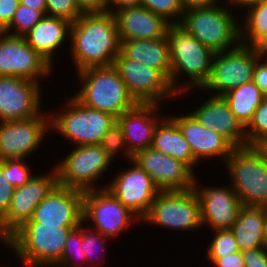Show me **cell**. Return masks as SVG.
<instances>
[{
  "instance_id": "obj_1",
  "label": "cell",
  "mask_w": 267,
  "mask_h": 267,
  "mask_svg": "<svg viewBox=\"0 0 267 267\" xmlns=\"http://www.w3.org/2000/svg\"><path fill=\"white\" fill-rule=\"evenodd\" d=\"M69 36L77 72L114 65L121 42L112 12L83 13L71 23Z\"/></svg>"
},
{
  "instance_id": "obj_2",
  "label": "cell",
  "mask_w": 267,
  "mask_h": 267,
  "mask_svg": "<svg viewBox=\"0 0 267 267\" xmlns=\"http://www.w3.org/2000/svg\"><path fill=\"white\" fill-rule=\"evenodd\" d=\"M75 228L28 220L9 237V246L24 266L54 267L61 259L69 233Z\"/></svg>"
},
{
  "instance_id": "obj_3",
  "label": "cell",
  "mask_w": 267,
  "mask_h": 267,
  "mask_svg": "<svg viewBox=\"0 0 267 267\" xmlns=\"http://www.w3.org/2000/svg\"><path fill=\"white\" fill-rule=\"evenodd\" d=\"M170 51V84L175 93L196 86L203 88L210 78L214 52L178 24H172L167 33ZM188 75L185 86L176 85L180 73ZM177 87V88H176Z\"/></svg>"
},
{
  "instance_id": "obj_4",
  "label": "cell",
  "mask_w": 267,
  "mask_h": 267,
  "mask_svg": "<svg viewBox=\"0 0 267 267\" xmlns=\"http://www.w3.org/2000/svg\"><path fill=\"white\" fill-rule=\"evenodd\" d=\"M78 73L84 84L74 97L81 104L116 118L137 104L114 65L91 67Z\"/></svg>"
},
{
  "instance_id": "obj_5",
  "label": "cell",
  "mask_w": 267,
  "mask_h": 267,
  "mask_svg": "<svg viewBox=\"0 0 267 267\" xmlns=\"http://www.w3.org/2000/svg\"><path fill=\"white\" fill-rule=\"evenodd\" d=\"M230 13L223 5L190 8L173 24L181 26L214 53L228 51L234 42L241 43L242 27Z\"/></svg>"
},
{
  "instance_id": "obj_6",
  "label": "cell",
  "mask_w": 267,
  "mask_h": 267,
  "mask_svg": "<svg viewBox=\"0 0 267 267\" xmlns=\"http://www.w3.org/2000/svg\"><path fill=\"white\" fill-rule=\"evenodd\" d=\"M242 205L267 207V158L257 146L235 148L225 161Z\"/></svg>"
},
{
  "instance_id": "obj_7",
  "label": "cell",
  "mask_w": 267,
  "mask_h": 267,
  "mask_svg": "<svg viewBox=\"0 0 267 267\" xmlns=\"http://www.w3.org/2000/svg\"><path fill=\"white\" fill-rule=\"evenodd\" d=\"M64 106L67 110L49 114L50 127L74 141L75 146L100 144L104 134L117 122L112 114L89 108L74 96Z\"/></svg>"
},
{
  "instance_id": "obj_8",
  "label": "cell",
  "mask_w": 267,
  "mask_h": 267,
  "mask_svg": "<svg viewBox=\"0 0 267 267\" xmlns=\"http://www.w3.org/2000/svg\"><path fill=\"white\" fill-rule=\"evenodd\" d=\"M143 220L182 231L201 227L199 198L193 188L159 191Z\"/></svg>"
},
{
  "instance_id": "obj_9",
  "label": "cell",
  "mask_w": 267,
  "mask_h": 267,
  "mask_svg": "<svg viewBox=\"0 0 267 267\" xmlns=\"http://www.w3.org/2000/svg\"><path fill=\"white\" fill-rule=\"evenodd\" d=\"M234 44L230 51L216 52L213 56L211 75L202 89L215 91V96L251 82L256 61L261 59L256 47Z\"/></svg>"
},
{
  "instance_id": "obj_10",
  "label": "cell",
  "mask_w": 267,
  "mask_h": 267,
  "mask_svg": "<svg viewBox=\"0 0 267 267\" xmlns=\"http://www.w3.org/2000/svg\"><path fill=\"white\" fill-rule=\"evenodd\" d=\"M111 162L100 144L77 146L55 167L58 185L81 191L94 190L93 182L107 171Z\"/></svg>"
},
{
  "instance_id": "obj_11",
  "label": "cell",
  "mask_w": 267,
  "mask_h": 267,
  "mask_svg": "<svg viewBox=\"0 0 267 267\" xmlns=\"http://www.w3.org/2000/svg\"><path fill=\"white\" fill-rule=\"evenodd\" d=\"M95 188L83 191V222L93 220L96 225L94 230L100 232L106 240L119 235L139 220L106 187Z\"/></svg>"
},
{
  "instance_id": "obj_12",
  "label": "cell",
  "mask_w": 267,
  "mask_h": 267,
  "mask_svg": "<svg viewBox=\"0 0 267 267\" xmlns=\"http://www.w3.org/2000/svg\"><path fill=\"white\" fill-rule=\"evenodd\" d=\"M114 66L136 103L158 104L168 96H176L170 81L155 68L128 59L121 52L115 58Z\"/></svg>"
},
{
  "instance_id": "obj_13",
  "label": "cell",
  "mask_w": 267,
  "mask_h": 267,
  "mask_svg": "<svg viewBox=\"0 0 267 267\" xmlns=\"http://www.w3.org/2000/svg\"><path fill=\"white\" fill-rule=\"evenodd\" d=\"M50 65L25 40L24 36L5 34L0 39V76L21 77L38 82L52 72Z\"/></svg>"
},
{
  "instance_id": "obj_14",
  "label": "cell",
  "mask_w": 267,
  "mask_h": 267,
  "mask_svg": "<svg viewBox=\"0 0 267 267\" xmlns=\"http://www.w3.org/2000/svg\"><path fill=\"white\" fill-rule=\"evenodd\" d=\"M44 114L40 113L26 120H8L0 123V160L25 159L35 152L50 128V115Z\"/></svg>"
},
{
  "instance_id": "obj_15",
  "label": "cell",
  "mask_w": 267,
  "mask_h": 267,
  "mask_svg": "<svg viewBox=\"0 0 267 267\" xmlns=\"http://www.w3.org/2000/svg\"><path fill=\"white\" fill-rule=\"evenodd\" d=\"M58 185L57 171L33 176L26 184L15 188L10 207L0 219V227L8 238L33 217L36 207Z\"/></svg>"
},
{
  "instance_id": "obj_16",
  "label": "cell",
  "mask_w": 267,
  "mask_h": 267,
  "mask_svg": "<svg viewBox=\"0 0 267 267\" xmlns=\"http://www.w3.org/2000/svg\"><path fill=\"white\" fill-rule=\"evenodd\" d=\"M132 167L121 171L106 187L141 221L150 210L151 204L160 191L151 177L133 160Z\"/></svg>"
},
{
  "instance_id": "obj_17",
  "label": "cell",
  "mask_w": 267,
  "mask_h": 267,
  "mask_svg": "<svg viewBox=\"0 0 267 267\" xmlns=\"http://www.w3.org/2000/svg\"><path fill=\"white\" fill-rule=\"evenodd\" d=\"M132 160L151 177L160 191L187 190L194 187V172L170 155L147 148L137 152Z\"/></svg>"
},
{
  "instance_id": "obj_18",
  "label": "cell",
  "mask_w": 267,
  "mask_h": 267,
  "mask_svg": "<svg viewBox=\"0 0 267 267\" xmlns=\"http://www.w3.org/2000/svg\"><path fill=\"white\" fill-rule=\"evenodd\" d=\"M30 222L79 227L83 222V191L57 185L36 207Z\"/></svg>"
},
{
  "instance_id": "obj_19",
  "label": "cell",
  "mask_w": 267,
  "mask_h": 267,
  "mask_svg": "<svg viewBox=\"0 0 267 267\" xmlns=\"http://www.w3.org/2000/svg\"><path fill=\"white\" fill-rule=\"evenodd\" d=\"M40 86L21 77L0 76V120H26L40 114Z\"/></svg>"
},
{
  "instance_id": "obj_20",
  "label": "cell",
  "mask_w": 267,
  "mask_h": 267,
  "mask_svg": "<svg viewBox=\"0 0 267 267\" xmlns=\"http://www.w3.org/2000/svg\"><path fill=\"white\" fill-rule=\"evenodd\" d=\"M199 201L202 225H210L215 230L231 229L238 212L243 206L234 190L226 186L200 188L194 181Z\"/></svg>"
},
{
  "instance_id": "obj_21",
  "label": "cell",
  "mask_w": 267,
  "mask_h": 267,
  "mask_svg": "<svg viewBox=\"0 0 267 267\" xmlns=\"http://www.w3.org/2000/svg\"><path fill=\"white\" fill-rule=\"evenodd\" d=\"M110 12L115 16L120 41L167 38L172 25L141 5L117 10L112 8Z\"/></svg>"
},
{
  "instance_id": "obj_22",
  "label": "cell",
  "mask_w": 267,
  "mask_h": 267,
  "mask_svg": "<svg viewBox=\"0 0 267 267\" xmlns=\"http://www.w3.org/2000/svg\"><path fill=\"white\" fill-rule=\"evenodd\" d=\"M203 127L226 138L235 148L247 146L245 128L238 121L222 96L209 98L190 113Z\"/></svg>"
},
{
  "instance_id": "obj_23",
  "label": "cell",
  "mask_w": 267,
  "mask_h": 267,
  "mask_svg": "<svg viewBox=\"0 0 267 267\" xmlns=\"http://www.w3.org/2000/svg\"><path fill=\"white\" fill-rule=\"evenodd\" d=\"M171 118L178 124L197 163L201 158L213 156H221L224 159L222 161H226L235 149L226 138L213 130L203 127L190 113Z\"/></svg>"
},
{
  "instance_id": "obj_24",
  "label": "cell",
  "mask_w": 267,
  "mask_h": 267,
  "mask_svg": "<svg viewBox=\"0 0 267 267\" xmlns=\"http://www.w3.org/2000/svg\"><path fill=\"white\" fill-rule=\"evenodd\" d=\"M159 104H139L117 118L121 126L129 153L151 148L156 126L161 121L154 117Z\"/></svg>"
},
{
  "instance_id": "obj_25",
  "label": "cell",
  "mask_w": 267,
  "mask_h": 267,
  "mask_svg": "<svg viewBox=\"0 0 267 267\" xmlns=\"http://www.w3.org/2000/svg\"><path fill=\"white\" fill-rule=\"evenodd\" d=\"M71 22L66 19L45 15L24 37L27 43L50 65L54 52L70 34Z\"/></svg>"
},
{
  "instance_id": "obj_26",
  "label": "cell",
  "mask_w": 267,
  "mask_h": 267,
  "mask_svg": "<svg viewBox=\"0 0 267 267\" xmlns=\"http://www.w3.org/2000/svg\"><path fill=\"white\" fill-rule=\"evenodd\" d=\"M120 42V52L126 58L159 70L170 81L171 64L168 38Z\"/></svg>"
},
{
  "instance_id": "obj_27",
  "label": "cell",
  "mask_w": 267,
  "mask_h": 267,
  "mask_svg": "<svg viewBox=\"0 0 267 267\" xmlns=\"http://www.w3.org/2000/svg\"><path fill=\"white\" fill-rule=\"evenodd\" d=\"M162 120L155 128L151 148L174 157L193 171L197 162L178 124L171 117Z\"/></svg>"
},
{
  "instance_id": "obj_28",
  "label": "cell",
  "mask_w": 267,
  "mask_h": 267,
  "mask_svg": "<svg viewBox=\"0 0 267 267\" xmlns=\"http://www.w3.org/2000/svg\"><path fill=\"white\" fill-rule=\"evenodd\" d=\"M266 208L243 205L239 210L237 219L230 230L234 233L241 252L265 247L263 228L264 210Z\"/></svg>"
},
{
  "instance_id": "obj_29",
  "label": "cell",
  "mask_w": 267,
  "mask_h": 267,
  "mask_svg": "<svg viewBox=\"0 0 267 267\" xmlns=\"http://www.w3.org/2000/svg\"><path fill=\"white\" fill-rule=\"evenodd\" d=\"M222 97L244 128L251 122L255 110L264 100V94L253 81L227 91Z\"/></svg>"
},
{
  "instance_id": "obj_30",
  "label": "cell",
  "mask_w": 267,
  "mask_h": 267,
  "mask_svg": "<svg viewBox=\"0 0 267 267\" xmlns=\"http://www.w3.org/2000/svg\"><path fill=\"white\" fill-rule=\"evenodd\" d=\"M246 7L245 26L240 28L241 44L267 49V1Z\"/></svg>"
},
{
  "instance_id": "obj_31",
  "label": "cell",
  "mask_w": 267,
  "mask_h": 267,
  "mask_svg": "<svg viewBox=\"0 0 267 267\" xmlns=\"http://www.w3.org/2000/svg\"><path fill=\"white\" fill-rule=\"evenodd\" d=\"M44 16L41 11L20 4L15 12L14 18L5 31L8 34L13 28L16 31L10 32V35L25 36Z\"/></svg>"
},
{
  "instance_id": "obj_32",
  "label": "cell",
  "mask_w": 267,
  "mask_h": 267,
  "mask_svg": "<svg viewBox=\"0 0 267 267\" xmlns=\"http://www.w3.org/2000/svg\"><path fill=\"white\" fill-rule=\"evenodd\" d=\"M247 146H257L267 138V100H263L245 128Z\"/></svg>"
},
{
  "instance_id": "obj_33",
  "label": "cell",
  "mask_w": 267,
  "mask_h": 267,
  "mask_svg": "<svg viewBox=\"0 0 267 267\" xmlns=\"http://www.w3.org/2000/svg\"><path fill=\"white\" fill-rule=\"evenodd\" d=\"M215 234L207 247L209 258H220L240 251L234 233L230 229L215 230Z\"/></svg>"
},
{
  "instance_id": "obj_34",
  "label": "cell",
  "mask_w": 267,
  "mask_h": 267,
  "mask_svg": "<svg viewBox=\"0 0 267 267\" xmlns=\"http://www.w3.org/2000/svg\"><path fill=\"white\" fill-rule=\"evenodd\" d=\"M82 222L79 227L73 229L68 237L67 241L64 246L63 254L61 256V259L54 265V266H68V267H74L72 266V263L77 264L76 261L73 258L78 256V260H86V256L83 253V243H82ZM77 258V257H76ZM79 262V261H78ZM70 265V266H69Z\"/></svg>"
},
{
  "instance_id": "obj_35",
  "label": "cell",
  "mask_w": 267,
  "mask_h": 267,
  "mask_svg": "<svg viewBox=\"0 0 267 267\" xmlns=\"http://www.w3.org/2000/svg\"><path fill=\"white\" fill-rule=\"evenodd\" d=\"M100 146L106 151L108 157L114 160L118 151L124 150L128 159L132 160L133 156L129 153L123 130L118 122L114 123L101 139ZM123 148V149H122Z\"/></svg>"
},
{
  "instance_id": "obj_36",
  "label": "cell",
  "mask_w": 267,
  "mask_h": 267,
  "mask_svg": "<svg viewBox=\"0 0 267 267\" xmlns=\"http://www.w3.org/2000/svg\"><path fill=\"white\" fill-rule=\"evenodd\" d=\"M141 6L165 18L171 24H173L172 18L180 16L182 19L184 13L180 0H141Z\"/></svg>"
},
{
  "instance_id": "obj_37",
  "label": "cell",
  "mask_w": 267,
  "mask_h": 267,
  "mask_svg": "<svg viewBox=\"0 0 267 267\" xmlns=\"http://www.w3.org/2000/svg\"><path fill=\"white\" fill-rule=\"evenodd\" d=\"M82 14L75 0H46V15L63 18L72 23Z\"/></svg>"
},
{
  "instance_id": "obj_38",
  "label": "cell",
  "mask_w": 267,
  "mask_h": 267,
  "mask_svg": "<svg viewBox=\"0 0 267 267\" xmlns=\"http://www.w3.org/2000/svg\"><path fill=\"white\" fill-rule=\"evenodd\" d=\"M24 159L12 158L3 159L7 165V178L15 188L26 184L33 176L30 167L23 163Z\"/></svg>"
},
{
  "instance_id": "obj_39",
  "label": "cell",
  "mask_w": 267,
  "mask_h": 267,
  "mask_svg": "<svg viewBox=\"0 0 267 267\" xmlns=\"http://www.w3.org/2000/svg\"><path fill=\"white\" fill-rule=\"evenodd\" d=\"M15 187L7 178V165L0 160V219L7 213Z\"/></svg>"
},
{
  "instance_id": "obj_40",
  "label": "cell",
  "mask_w": 267,
  "mask_h": 267,
  "mask_svg": "<svg viewBox=\"0 0 267 267\" xmlns=\"http://www.w3.org/2000/svg\"><path fill=\"white\" fill-rule=\"evenodd\" d=\"M86 229L87 228L84 229L83 226H82L83 253L86 256V260H89L91 262L92 259L90 260V258H93V255L96 254L95 251H98V250H95V249H97L96 248L97 247V244L104 243L106 241L105 240L106 237H104L97 230H94L96 232L95 233L93 231L92 232L90 231V230H92V228L91 229L88 228V230H86Z\"/></svg>"
},
{
  "instance_id": "obj_41",
  "label": "cell",
  "mask_w": 267,
  "mask_h": 267,
  "mask_svg": "<svg viewBox=\"0 0 267 267\" xmlns=\"http://www.w3.org/2000/svg\"><path fill=\"white\" fill-rule=\"evenodd\" d=\"M245 267H267L265 247L248 249L242 252Z\"/></svg>"
},
{
  "instance_id": "obj_42",
  "label": "cell",
  "mask_w": 267,
  "mask_h": 267,
  "mask_svg": "<svg viewBox=\"0 0 267 267\" xmlns=\"http://www.w3.org/2000/svg\"><path fill=\"white\" fill-rule=\"evenodd\" d=\"M20 5V0H0V25L6 29Z\"/></svg>"
},
{
  "instance_id": "obj_43",
  "label": "cell",
  "mask_w": 267,
  "mask_h": 267,
  "mask_svg": "<svg viewBox=\"0 0 267 267\" xmlns=\"http://www.w3.org/2000/svg\"><path fill=\"white\" fill-rule=\"evenodd\" d=\"M258 59L254 66L252 81L265 95L267 94V63Z\"/></svg>"
},
{
  "instance_id": "obj_44",
  "label": "cell",
  "mask_w": 267,
  "mask_h": 267,
  "mask_svg": "<svg viewBox=\"0 0 267 267\" xmlns=\"http://www.w3.org/2000/svg\"><path fill=\"white\" fill-rule=\"evenodd\" d=\"M215 267H245L241 251L220 258H209Z\"/></svg>"
},
{
  "instance_id": "obj_45",
  "label": "cell",
  "mask_w": 267,
  "mask_h": 267,
  "mask_svg": "<svg viewBox=\"0 0 267 267\" xmlns=\"http://www.w3.org/2000/svg\"><path fill=\"white\" fill-rule=\"evenodd\" d=\"M82 13H100L107 11L106 0H75Z\"/></svg>"
},
{
  "instance_id": "obj_46",
  "label": "cell",
  "mask_w": 267,
  "mask_h": 267,
  "mask_svg": "<svg viewBox=\"0 0 267 267\" xmlns=\"http://www.w3.org/2000/svg\"><path fill=\"white\" fill-rule=\"evenodd\" d=\"M216 2L217 0H180L184 10L190 8L211 7L217 5Z\"/></svg>"
},
{
  "instance_id": "obj_47",
  "label": "cell",
  "mask_w": 267,
  "mask_h": 267,
  "mask_svg": "<svg viewBox=\"0 0 267 267\" xmlns=\"http://www.w3.org/2000/svg\"><path fill=\"white\" fill-rule=\"evenodd\" d=\"M107 4V11L110 12L111 5L114 7L115 5V10L125 8V7H133V6H140L141 5V0H106ZM110 4V5H109Z\"/></svg>"
},
{
  "instance_id": "obj_48",
  "label": "cell",
  "mask_w": 267,
  "mask_h": 267,
  "mask_svg": "<svg viewBox=\"0 0 267 267\" xmlns=\"http://www.w3.org/2000/svg\"><path fill=\"white\" fill-rule=\"evenodd\" d=\"M20 4L37 11H41L44 15H46V0H20Z\"/></svg>"
},
{
  "instance_id": "obj_49",
  "label": "cell",
  "mask_w": 267,
  "mask_h": 267,
  "mask_svg": "<svg viewBox=\"0 0 267 267\" xmlns=\"http://www.w3.org/2000/svg\"><path fill=\"white\" fill-rule=\"evenodd\" d=\"M267 0H229V3H231V5H234L236 4L237 5H242V6H250V5H255V4H258V3H261V2H265Z\"/></svg>"
},
{
  "instance_id": "obj_50",
  "label": "cell",
  "mask_w": 267,
  "mask_h": 267,
  "mask_svg": "<svg viewBox=\"0 0 267 267\" xmlns=\"http://www.w3.org/2000/svg\"><path fill=\"white\" fill-rule=\"evenodd\" d=\"M263 233H264V245H265V248L267 249V208L264 210V228H263Z\"/></svg>"
},
{
  "instance_id": "obj_51",
  "label": "cell",
  "mask_w": 267,
  "mask_h": 267,
  "mask_svg": "<svg viewBox=\"0 0 267 267\" xmlns=\"http://www.w3.org/2000/svg\"><path fill=\"white\" fill-rule=\"evenodd\" d=\"M257 147L264 153L267 158V138H265Z\"/></svg>"
},
{
  "instance_id": "obj_52",
  "label": "cell",
  "mask_w": 267,
  "mask_h": 267,
  "mask_svg": "<svg viewBox=\"0 0 267 267\" xmlns=\"http://www.w3.org/2000/svg\"><path fill=\"white\" fill-rule=\"evenodd\" d=\"M0 239L9 247V238L4 232H0Z\"/></svg>"
},
{
  "instance_id": "obj_53",
  "label": "cell",
  "mask_w": 267,
  "mask_h": 267,
  "mask_svg": "<svg viewBox=\"0 0 267 267\" xmlns=\"http://www.w3.org/2000/svg\"><path fill=\"white\" fill-rule=\"evenodd\" d=\"M259 52H260V56L262 59L264 56H267V49H261V50H259ZM265 59H266L265 61L267 63V58H265Z\"/></svg>"
},
{
  "instance_id": "obj_54",
  "label": "cell",
  "mask_w": 267,
  "mask_h": 267,
  "mask_svg": "<svg viewBox=\"0 0 267 267\" xmlns=\"http://www.w3.org/2000/svg\"><path fill=\"white\" fill-rule=\"evenodd\" d=\"M6 34L5 29L0 25V39Z\"/></svg>"
},
{
  "instance_id": "obj_55",
  "label": "cell",
  "mask_w": 267,
  "mask_h": 267,
  "mask_svg": "<svg viewBox=\"0 0 267 267\" xmlns=\"http://www.w3.org/2000/svg\"><path fill=\"white\" fill-rule=\"evenodd\" d=\"M264 99L267 100V94L264 95Z\"/></svg>"
}]
</instances>
